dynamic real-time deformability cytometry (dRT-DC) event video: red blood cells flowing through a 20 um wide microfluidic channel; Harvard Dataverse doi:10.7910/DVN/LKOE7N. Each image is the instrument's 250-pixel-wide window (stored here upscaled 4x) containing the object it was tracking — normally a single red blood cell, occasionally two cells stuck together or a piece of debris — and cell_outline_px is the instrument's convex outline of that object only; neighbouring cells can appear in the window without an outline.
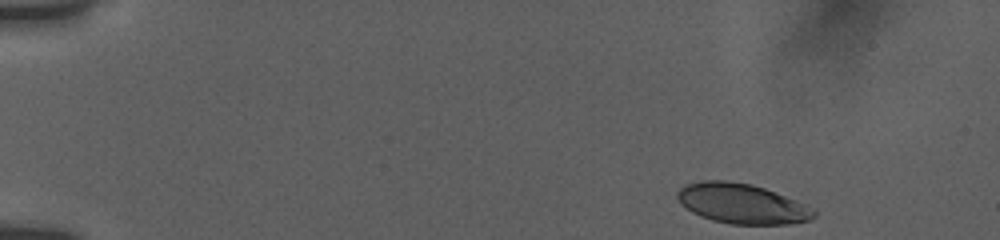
{"species": "human", "species_latin": "Homo sapiens", "temperature_condition": "room temperature", "stored_images_in_passage": 40, "camera_frame_rate_fps": 3000, "um_per_image_px": 0.085, "donor": {"sex": "female"}, "frame": {"image": 1, "passage_image": 1, "time_ms": 0.0, "image_size_px": [1000, 240], "cell_outline_px": [[816, 216], [812, 220], [788, 224], [732, 224], [712, 220], [700, 216], [692, 212], [680, 204], [676, 196], [676, 192], [684, 184], [700, 180], [724, 180], [752, 184], [764, 188], [804, 204], [816, 212]], "centroid_in_image_um": [63.01, 17.3], "position_along_channel_um": 22.0, "area_um2": 31.85}}
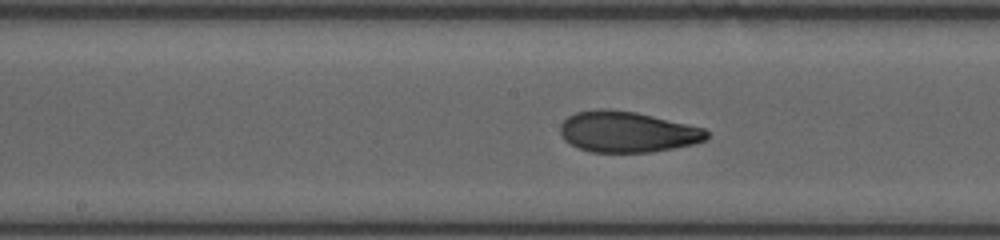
{"frame": {"image": 2, "passage_image": 21, "time_ms": 7.667, "image_size_px": [1000, 240], "cell_outline_px": [[708, 140], [696, 144], [652, 152], [592, 152], [580, 148], [564, 140], [560, 132], [560, 124], [568, 116], [576, 112], [600, 108], [608, 108], [636, 112], [688, 124], [704, 128], [708, 132]], "centroid_in_image_um": [53.34, 11.2], "position_along_channel_um": 194.9, "area_um2": 35.08}}
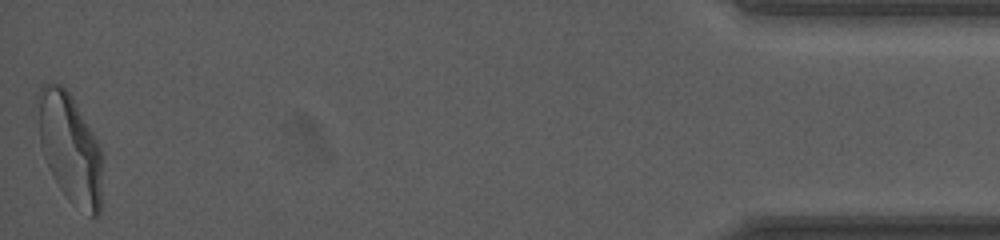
{"frame": {"image": 3, "passage_image": 40, "time_ms": 16.0, "image_size_px": [1000, 240], "cell_outline_px": [[100, 212], [96, 216], [92, 216], [72, 204], [68, 200], [52, 176], [48, 168], [40, 144], [36, 96], [36, 92], [40, 84], [60, 84], [72, 96], [100, 144]], "centroid_in_image_um": [5.9, 12.54], "position_along_channel_um": 429.3, "area_um2": 41.04}, "authors_computed_cell_mechanics": {"area_um2": 34.5933, "velocity_mm_per_s": 3.8069, "shape_relaxation_time_tau1_ms": 5.4695, "shape_relaxation_time_tau2_ms": 1.288, "deformation_change_tau1": 0.1857, "deformation_change_tau2": 0.0779}}